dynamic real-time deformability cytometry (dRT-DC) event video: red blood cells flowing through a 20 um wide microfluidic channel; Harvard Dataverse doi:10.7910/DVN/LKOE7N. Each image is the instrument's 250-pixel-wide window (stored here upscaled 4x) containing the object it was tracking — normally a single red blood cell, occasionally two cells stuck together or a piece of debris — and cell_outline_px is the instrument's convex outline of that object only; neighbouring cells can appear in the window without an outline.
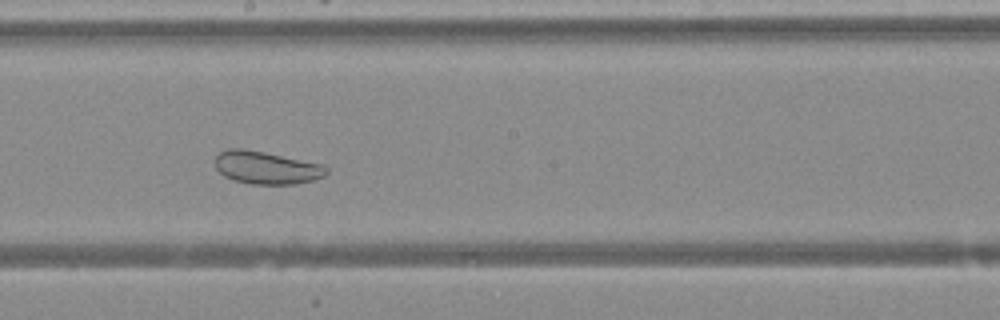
{"species": "Egyptian fruit bat (a non-hibernating species)", "species_latin": "Rousettus aegyptiacus", "temperature_condition": "warm", "stored_images_in_passage": 38, "camera_frame_rate_fps": 3000, "um_per_image_px": 0.085, "animal": {"sex": "female"}, "frame": {"image": 1, "passage_image": 17, "time_ms": 5.333, "image_size_px": [1000, 320], "cell_outline_px": [[328, 172], [324, 176], [316, 180], [292, 184], [252, 184], [232, 180], [224, 176], [216, 168], [216, 156], [220, 152], [228, 148], [240, 148], [264, 152], [324, 164], [328, 168]], "centroid_in_image_um": [22.67, 14.25], "position_along_channel_um": 225.5, "area_um2": 21.33}}